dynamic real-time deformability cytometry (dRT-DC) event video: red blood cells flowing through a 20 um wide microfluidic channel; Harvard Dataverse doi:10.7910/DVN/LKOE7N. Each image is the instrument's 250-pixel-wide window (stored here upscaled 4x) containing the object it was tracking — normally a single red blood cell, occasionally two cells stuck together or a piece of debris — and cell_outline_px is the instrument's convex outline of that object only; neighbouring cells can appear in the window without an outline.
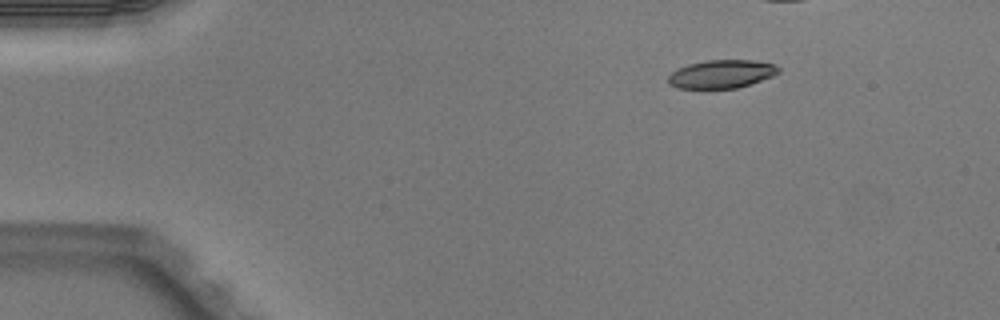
{"species": "Egyptian fruit bat (a non-hibernating species)", "species_latin": "Rousettus aegyptiacus", "temperature_condition": "warm", "stored_images_in_passage": 4, "camera_frame_rate_fps": 3000, "um_per_image_px": 0.085, "animal": {"sex": "male"}, "frame": {"image": 1, "passage_image": 1, "time_ms": 0.0, "image_size_px": [1000, 320], "cell_outline_px": [[780, 72], [772, 76], [736, 88], [676, 88], [668, 84], [668, 76], [676, 68], [688, 64], [708, 60], [752, 60], [776, 64], [780, 68]], "centroid_in_image_um": [61.31, 6.28], "position_along_channel_um": 23.7, "area_um2": 18.15}}